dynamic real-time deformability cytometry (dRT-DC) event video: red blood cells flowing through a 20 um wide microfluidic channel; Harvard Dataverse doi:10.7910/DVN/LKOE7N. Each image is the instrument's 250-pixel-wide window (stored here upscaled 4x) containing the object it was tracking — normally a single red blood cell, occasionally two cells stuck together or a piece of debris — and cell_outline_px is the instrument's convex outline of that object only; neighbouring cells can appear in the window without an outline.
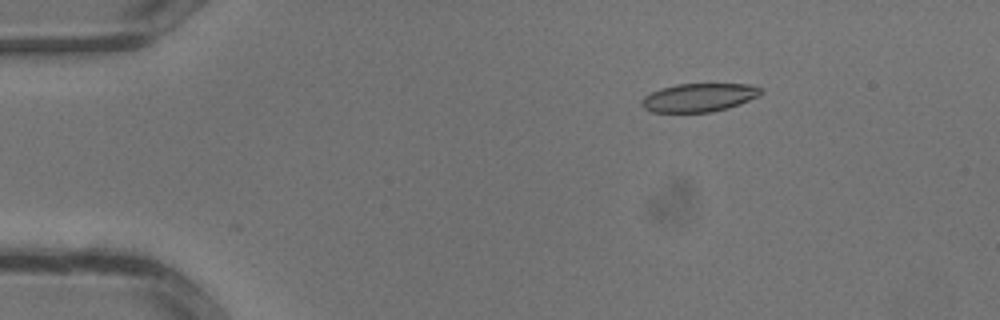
{"species": "common noctule bat (a hibernating species)", "species_latin": "Nyctalus noctula", "temperature_condition": "warm", "stored_images_in_passage": 34, "camera_frame_rate_fps": 3000, "um_per_image_px": 0.085, "animal": {"sex": "male", "body_mass_g": 13.3}, "frame": {"image": 1, "passage_image": 6, "time_ms": 1.667, "image_size_px": [1000, 320], "cell_outline_px": [[764, 92], [760, 96], [740, 104], [728, 108], [712, 112], [652, 112], [644, 108], [640, 104], [640, 100], [644, 96], [660, 88], [676, 84], [748, 84], [764, 88]], "centroid_in_image_um": [59.44, 8.29], "position_along_channel_um": 25.6, "area_um2": 20.0}}
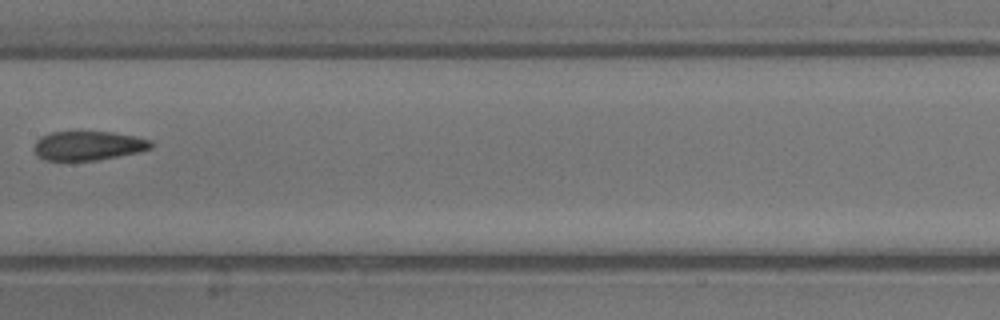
{"frame": {"image": 2, "passage_image": 18, "time_ms": 5.667, "image_size_px": [1000, 320], "cell_outline_px": [[152, 148], [140, 152], [96, 160], [44, 160], [36, 156], [32, 148], [36, 140], [40, 136], [52, 132], [112, 132], [136, 136], [152, 140]], "centroid_in_image_um": [7.48, 12.38], "position_along_channel_um": 199.9, "area_um2": 20.06}}
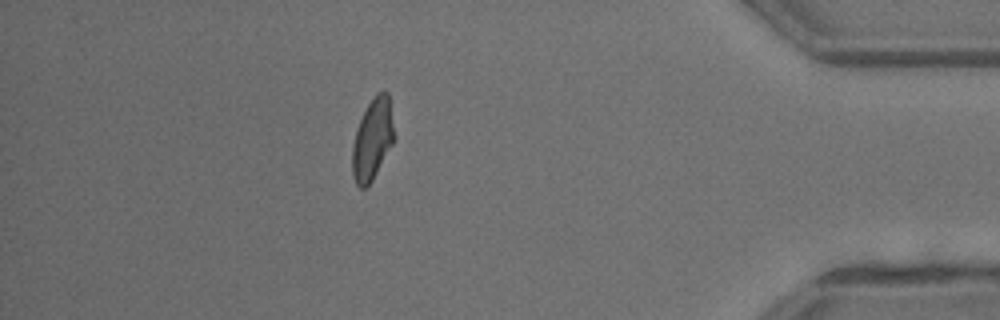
{"frame": {"image": 3, "passage_image": 30, "time_ms": 9.667, "image_size_px": [1000, 320], "cell_outline_px": [[396, 140], [372, 180], [364, 188], [360, 188], [356, 184], [352, 176], [352, 148], [356, 132], [360, 120], [368, 104], [376, 92], [388, 92]], "centroid_in_image_um": [31.68, 11.85], "position_along_channel_um": 403.5, "area_um2": 19.88}}